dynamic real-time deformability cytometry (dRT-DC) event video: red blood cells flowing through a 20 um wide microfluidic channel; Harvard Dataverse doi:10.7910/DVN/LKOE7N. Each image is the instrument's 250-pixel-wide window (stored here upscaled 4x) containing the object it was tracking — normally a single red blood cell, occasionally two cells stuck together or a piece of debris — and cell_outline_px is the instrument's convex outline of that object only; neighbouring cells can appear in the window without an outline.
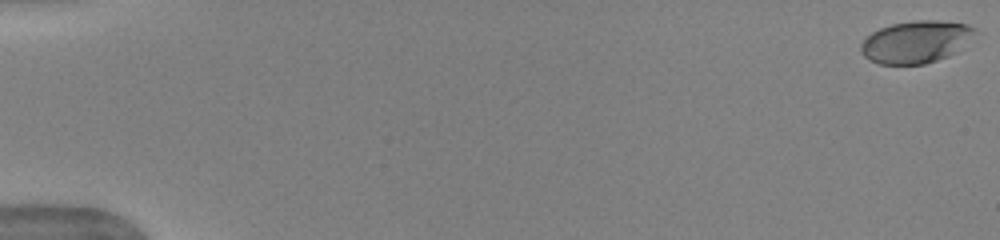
{"species": "human", "species_latin": "Homo sapiens", "temperature_condition": "warm", "stored_images_in_passage": 52, "camera_frame_rate_fps": 3000, "um_per_image_px": 0.085, "donor": {"sex": "female"}, "frame": {"image": 1, "passage_image": 1, "time_ms": 0.0, "image_size_px": [1000, 240], "cell_outline_px": [[980, 32], [956, 52], [948, 56], [924, 64], [880, 64], [864, 56], [860, 52], [860, 44], [872, 32], [880, 28], [892, 24], [912, 20], [936, 20], [968, 24], [976, 28]], "centroid_in_image_um": [77.9, 3.54], "position_along_channel_um": 7.1, "area_um2": 28.26}}
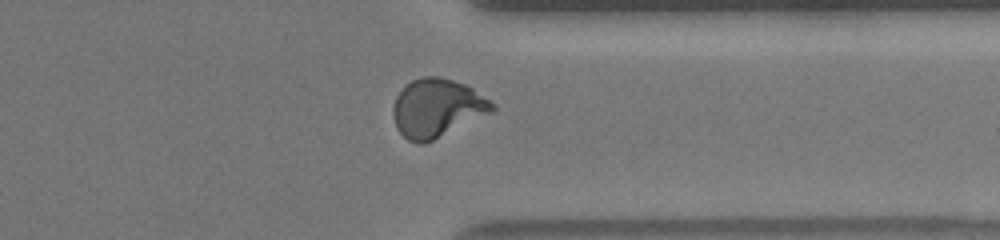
{"frame": {"image": 2, "passage_image": 42, "time_ms": 13.667, "image_size_px": [1000, 240], "cell_outline_px": [[496, 108], [492, 112], [424, 144], [416, 144], [408, 140], [396, 128], [392, 116], [392, 108], [396, 96], [412, 80], [424, 76], [440, 76], [464, 84], [472, 88], [496, 104]], "centroid_in_image_um": [37.13, 9.19], "position_along_channel_um": 374.3, "area_um2": 33.58}}
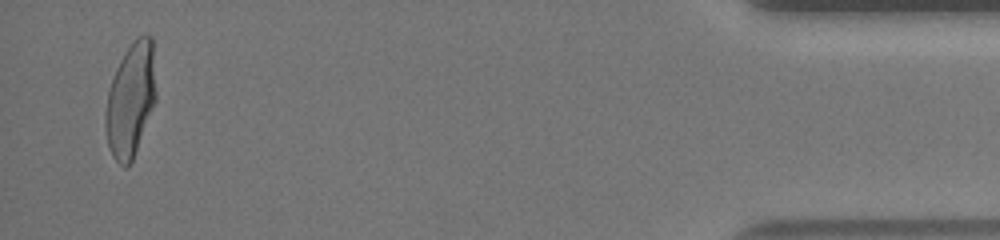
{"frame": {"image": 3, "passage_image": 51, "time_ms": 16.667, "image_size_px": [1000, 240], "cell_outline_px": [[156, 100], [132, 160], [124, 168], [112, 156], [108, 144], [104, 124], [104, 116], [108, 92], [112, 76], [124, 52], [132, 40], [136, 36], [152, 36], [156, 92]], "centroid_in_image_um": [11.09, 8.45], "position_along_channel_um": 424.1, "area_um2": 33.52}, "authors_computed_cell_mechanics": {"area_um2": 32.2813, "velocity_mm_per_s": 3.9821, "shape_relaxation_time_tau1_ms": 3.6078, "shape_relaxation_time_tau2_ms": null, "deformation_change_tau1": 0.1936, "deformation_change_tau2": null}}